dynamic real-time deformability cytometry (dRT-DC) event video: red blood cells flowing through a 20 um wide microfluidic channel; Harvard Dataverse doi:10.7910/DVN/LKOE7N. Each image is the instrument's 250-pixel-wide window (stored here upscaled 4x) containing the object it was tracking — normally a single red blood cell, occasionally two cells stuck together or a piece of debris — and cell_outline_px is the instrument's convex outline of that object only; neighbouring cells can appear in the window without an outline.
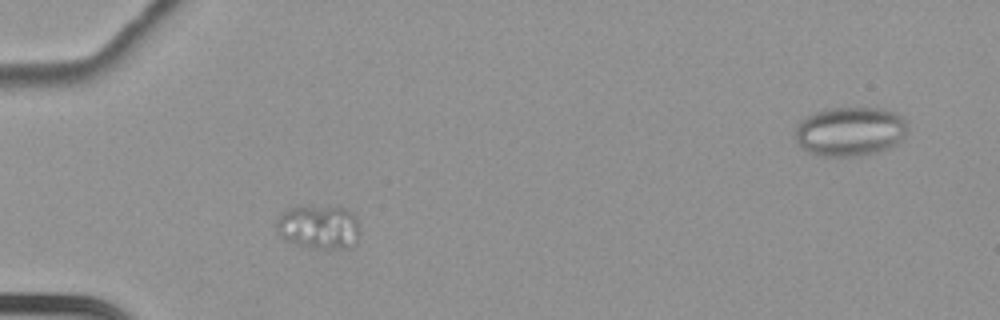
{"species": "common noctule bat (a hibernating species)", "species_latin": "Nyctalus noctula", "temperature_condition": "cold", "stored_images_in_passage": 54, "camera_frame_rate_fps": 3000, "um_per_image_px": 0.085, "animal": {"sex": "female", "body_mass_g": 22.7, "forearm_length_mm": 54.2}, "frame": {"image": 1, "passage_image": 12, "time_ms": 3.667, "image_size_px": [1000, 320], "cell_outline_px": [[360, 236], [356, 244], [352, 248], [324, 252], [304, 248], [284, 240], [280, 236], [276, 228], [276, 224], [280, 212], [284, 208], [300, 204], [304, 204], [348, 208], [356, 216], [360, 228]], "centroid_in_image_um": [27.11, 19.32], "position_along_channel_um": 57.9, "area_um2": 23.35}}
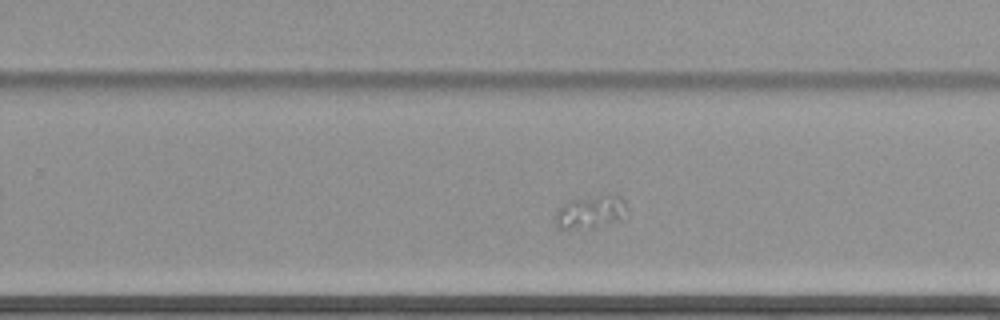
{"frame": {"image": 2, "passage_image": 33, "time_ms": 10.667, "image_size_px": [1000, 320], "cell_outline_px": [[624, 220], [596, 228], [556, 228], [556, 212], [564, 200], [608, 192], [616, 192], [624, 200]], "centroid_in_image_um": [50.22, 17.96], "position_along_channel_um": 279.6, "area_um2": 14.57}}
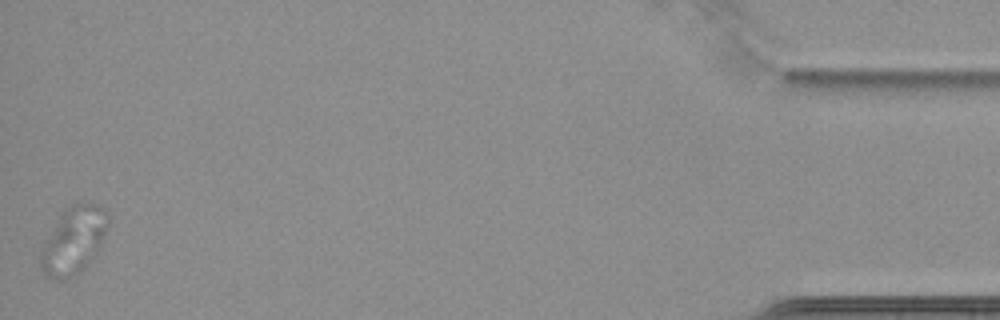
{"frame": {"image": 3, "passage_image": 54, "time_ms": 17.667, "image_size_px": [1000, 320], "cell_outline_px": [[108, 224], [100, 244], [96, 252], [84, 268], [80, 272], [64, 280], [52, 280], [40, 268], [40, 248], [64, 208], [72, 204], [92, 204], [104, 208], [108, 220]], "centroid_in_image_um": [6.2, 20.46], "position_along_channel_um": 429.0, "area_um2": 26.01}}